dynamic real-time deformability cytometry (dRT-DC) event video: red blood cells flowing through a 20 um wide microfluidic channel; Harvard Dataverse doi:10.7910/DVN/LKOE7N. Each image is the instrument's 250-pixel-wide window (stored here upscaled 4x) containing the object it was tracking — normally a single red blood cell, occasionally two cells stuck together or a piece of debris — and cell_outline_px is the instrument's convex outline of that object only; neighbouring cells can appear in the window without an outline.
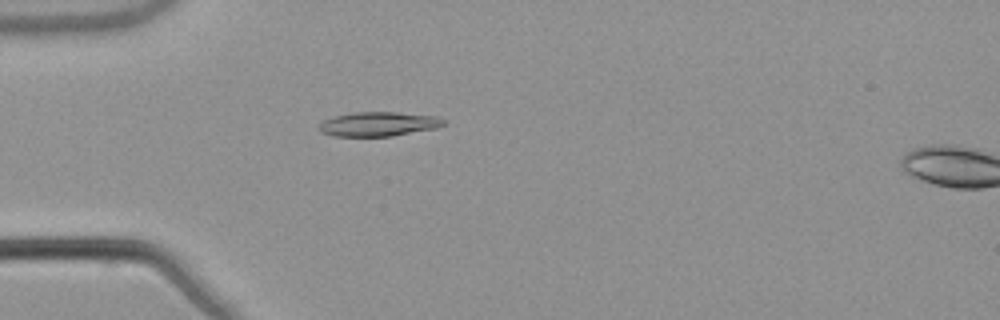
{"species": "common noctule bat (a hibernating species)", "species_latin": "Nyctalus noctula", "temperature_condition": "warm", "stored_images_in_passage": 18, "camera_frame_rate_fps": 3000, "um_per_image_px": 0.085, "animal": {"sex": "male", "body_mass_g": 21.5, "forearm_length_mm": 52.0}, "frame": {"image": 1, "passage_image": 16, "time_ms": 5.0, "image_size_px": [1000, 320], "cell_outline_px": [[448, 120], [444, 124], [436, 128], [392, 136], [332, 136], [320, 132], [316, 128], [324, 120], [336, 116], [356, 112], [396, 112], [436, 116]], "centroid_in_image_um": [32.17, 10.55], "position_along_channel_um": 52.8, "area_um2": 17.69}}